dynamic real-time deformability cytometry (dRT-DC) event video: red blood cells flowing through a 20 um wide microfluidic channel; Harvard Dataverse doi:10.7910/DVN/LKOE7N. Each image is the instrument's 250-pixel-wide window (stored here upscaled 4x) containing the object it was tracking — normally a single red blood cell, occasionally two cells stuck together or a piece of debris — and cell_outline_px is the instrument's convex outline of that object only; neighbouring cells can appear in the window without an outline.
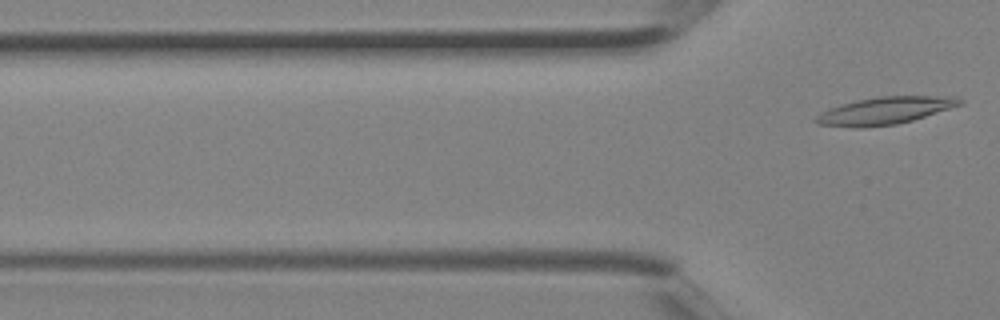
{"species": "Egyptian fruit bat (a non-hibernating species)", "species_latin": "Rousettus aegyptiacus", "temperature_condition": "room temperature", "stored_images_in_passage": 3, "camera_frame_rate_fps": 3000, "um_per_image_px": 0.085, "animal": {"sex": "female"}, "frame": {"image": 1, "passage_image": 3, "time_ms": 0.667, "image_size_px": [1000, 320], "cell_outline_px": [[964, 104], [912, 120], [896, 124], [864, 128], [856, 128], [816, 124], [812, 120], [820, 112], [856, 100], [880, 96], [956, 96], [964, 100]], "centroid_in_image_um": [75.23, 9.41], "position_along_channel_um": 50.6, "area_um2": 23.0}}